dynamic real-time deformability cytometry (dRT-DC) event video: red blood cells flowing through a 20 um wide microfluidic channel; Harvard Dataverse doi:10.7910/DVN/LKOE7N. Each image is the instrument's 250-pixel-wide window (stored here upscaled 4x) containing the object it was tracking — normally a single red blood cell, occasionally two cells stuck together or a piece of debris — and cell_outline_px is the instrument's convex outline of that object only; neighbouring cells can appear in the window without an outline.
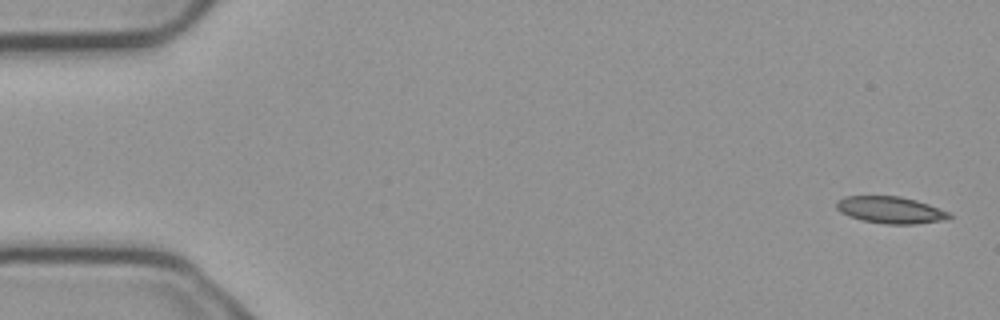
{"species": "common noctule bat (a hibernating species)", "species_latin": "Nyctalus noctula", "temperature_condition": "cold", "stored_images_in_passage": 6, "camera_frame_rate_fps": 3000, "um_per_image_px": 0.085, "animal": {"sex": "male", "body_mass_g": 23.1, "forearm_length_mm": 52.7}, "frame": {"image": 1, "passage_image": 1, "time_ms": 0.0, "image_size_px": [1000, 320], "cell_outline_px": [[952, 216], [948, 220], [916, 224], [888, 224], [860, 220], [840, 212], [836, 208], [836, 200], [844, 196], [900, 196], [916, 200], [952, 212]], "centroid_in_image_um": [75.73, 17.85], "position_along_channel_um": 9.3, "area_um2": 17.92}}